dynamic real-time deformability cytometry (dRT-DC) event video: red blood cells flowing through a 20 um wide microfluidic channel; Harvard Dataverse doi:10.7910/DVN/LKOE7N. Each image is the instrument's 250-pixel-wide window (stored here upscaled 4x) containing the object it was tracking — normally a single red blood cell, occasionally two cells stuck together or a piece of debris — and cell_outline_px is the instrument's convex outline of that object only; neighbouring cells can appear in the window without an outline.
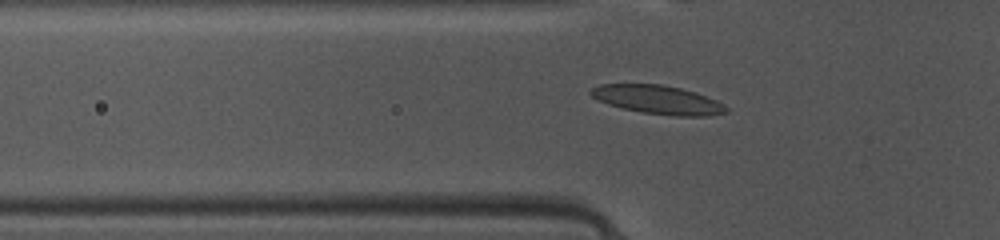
{"species": "common noctule bat (a hibernating species)", "species_latin": "Nyctalus noctula", "temperature_condition": "warm", "stored_images_in_passage": 31, "camera_frame_rate_fps": 3000, "um_per_image_px": 0.085, "animal": {"sex": "female", "body_mass_g": 10.0, "forearm_length_mm": 53.1}, "frame": {"image": 1, "passage_image": 2, "time_ms": 0.333, "image_size_px": [1000, 240], "cell_outline_px": [[728, 112], [708, 116], [676, 116], [644, 112], [624, 108], [608, 104], [592, 96], [588, 92], [592, 88], [600, 84], [660, 84], [680, 88], [716, 100], [724, 104], [728, 108]], "centroid_in_image_um": [55.93, 8.47], "position_along_channel_um": 69.9, "area_um2": 22.25}}
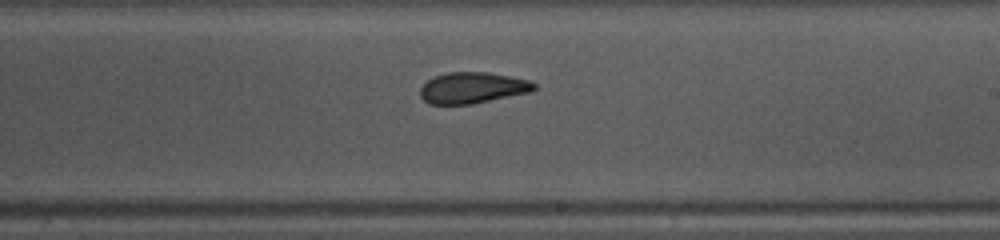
{"frame": {"image": 2, "passage_image": 15, "time_ms": 4.667, "image_size_px": [1000, 240], "cell_outline_px": [[536, 88], [532, 92], [472, 104], [428, 104], [420, 96], [420, 88], [432, 76], [448, 72], [488, 72], [528, 80], [536, 84]], "centroid_in_image_um": [40.15, 7.46], "position_along_channel_um": 248.8, "area_um2": 20.75}}
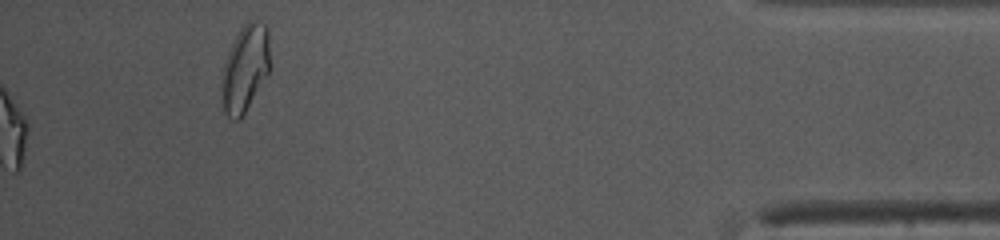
{"frame": {"image": 3, "passage_image": 31, "time_ms": 10.0, "image_size_px": [1000, 240], "cell_outline_px": [[268, 72], [240, 120], [232, 120], [224, 112], [224, 60], [240, 28], [248, 20], [256, 16], [268, 28]], "centroid_in_image_um": [20.85, 5.73], "position_along_channel_um": 414.3, "area_um2": 23.64}, "authors_computed_cell_mechanics": {"area_um2": 20.9236, "velocity_mm_per_s": 4.1063, "shape_relaxation_time_tau1_ms": 6.5699, "shape_relaxation_time_tau2_ms": 1.4214, "deformation_change_tau1": 0.1592, "deformation_change_tau2": 0.0605}}